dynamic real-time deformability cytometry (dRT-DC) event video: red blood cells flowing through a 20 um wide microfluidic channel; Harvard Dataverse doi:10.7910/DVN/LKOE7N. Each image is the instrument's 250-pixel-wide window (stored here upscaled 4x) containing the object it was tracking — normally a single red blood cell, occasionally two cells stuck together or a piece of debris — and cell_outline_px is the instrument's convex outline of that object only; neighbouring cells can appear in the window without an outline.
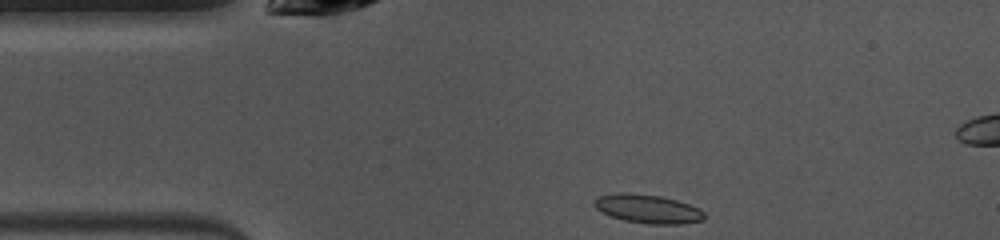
{"species": "common noctule bat (a hibernating species)", "species_latin": "Nyctalus noctula", "temperature_condition": "warm", "stored_images_in_passage": 6, "camera_frame_rate_fps": 3000, "um_per_image_px": 0.085, "animal": {"sex": "female", "body_mass_g": 10.0, "forearm_length_mm": 53.1}, "frame": {"image": 1, "passage_image": 1, "time_ms": 0.0, "image_size_px": [1000, 240], "cell_outline_px": [[704, 220], [680, 224], [648, 224], [624, 220], [612, 216], [596, 208], [592, 204], [592, 200], [596, 196], [620, 192], [624, 192], [660, 196], [676, 200], [700, 208], [704, 212]], "centroid_in_image_um": [55.04, 17.74], "position_along_channel_um": 30.0, "area_um2": 18.44}}